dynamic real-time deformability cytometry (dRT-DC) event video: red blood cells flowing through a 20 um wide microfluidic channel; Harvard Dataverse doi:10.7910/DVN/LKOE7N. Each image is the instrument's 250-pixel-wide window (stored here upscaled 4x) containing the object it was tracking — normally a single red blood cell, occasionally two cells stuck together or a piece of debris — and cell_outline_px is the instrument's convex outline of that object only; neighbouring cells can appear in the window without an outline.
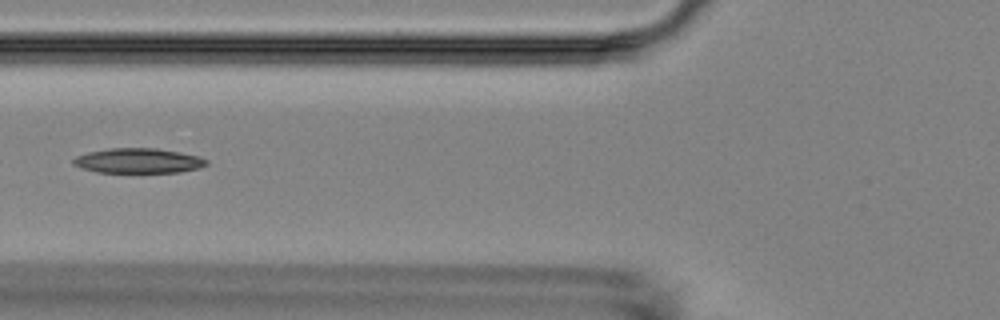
{"species": "Egyptian fruit bat (a non-hibernating species)", "species_latin": "Rousettus aegyptiacus", "temperature_condition": "room temperature", "stored_images_in_passage": 8, "camera_frame_rate_fps": 3000, "um_per_image_px": 0.085, "animal": {"sex": "female"}, "frame": {"image": 1, "passage_image": 6, "time_ms": 6.667, "image_size_px": [1000, 320], "cell_outline_px": [[208, 164], [200, 168], [180, 172], [96, 172], [80, 168], [72, 164], [72, 160], [76, 156], [88, 152], [108, 148], [156, 148], [180, 152], [200, 156], [208, 160]], "centroid_in_image_um": [11.76, 13.66], "position_along_channel_um": 114.0, "area_um2": 19.48}}
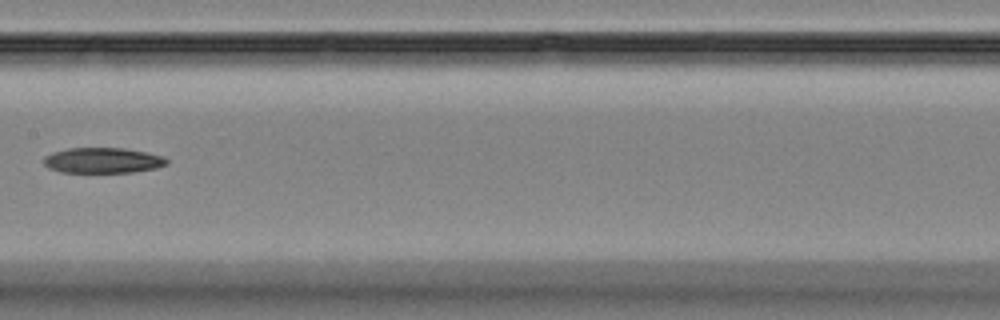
{"frame": {"image": 2, "passage_image": 8, "time_ms": 9.0, "image_size_px": [1000, 320], "cell_outline_px": [[168, 164], [156, 168], [132, 172], [60, 172], [48, 168], [44, 164], [44, 156], [52, 152], [68, 148], [124, 148], [144, 152], [160, 156], [168, 160]], "centroid_in_image_um": [8.69, 13.63], "position_along_channel_um": 198.7, "area_um2": 18.15}}